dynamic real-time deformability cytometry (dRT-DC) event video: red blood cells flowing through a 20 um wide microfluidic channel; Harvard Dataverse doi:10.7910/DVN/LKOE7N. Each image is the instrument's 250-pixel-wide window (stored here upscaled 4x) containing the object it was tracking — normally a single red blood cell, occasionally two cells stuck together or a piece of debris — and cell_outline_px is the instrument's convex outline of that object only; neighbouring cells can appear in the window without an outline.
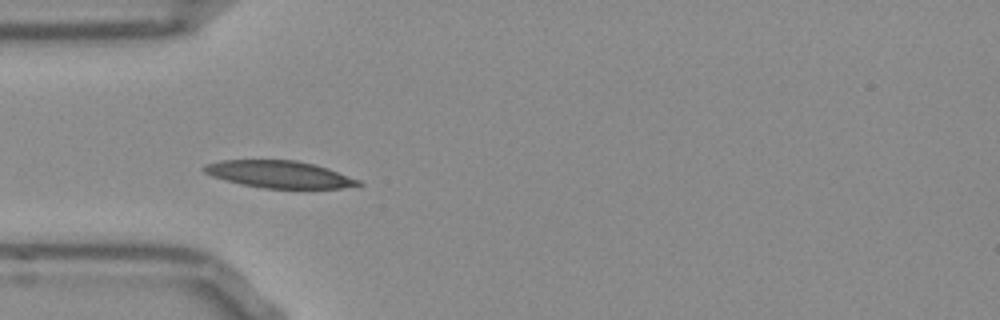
{"species": "Egyptian fruit bat (a non-hibernating species)", "species_latin": "Rousettus aegyptiacus", "temperature_condition": "room temperature", "stored_images_in_passage": 38, "camera_frame_rate_fps": 3000, "um_per_image_px": 0.085, "frame": {"image": 1, "passage_image": 1, "time_ms": 0.0, "image_size_px": [1000, 320], "cell_outline_px": [[364, 184], [360, 188], [264, 188], [240, 184], [224, 180], [212, 176], [204, 172], [200, 168], [204, 164], [220, 160], [296, 160], [328, 168], [360, 180]], "centroid_in_image_um": [23.76, 14.82], "position_along_channel_um": 61.2, "area_um2": 24.68}}
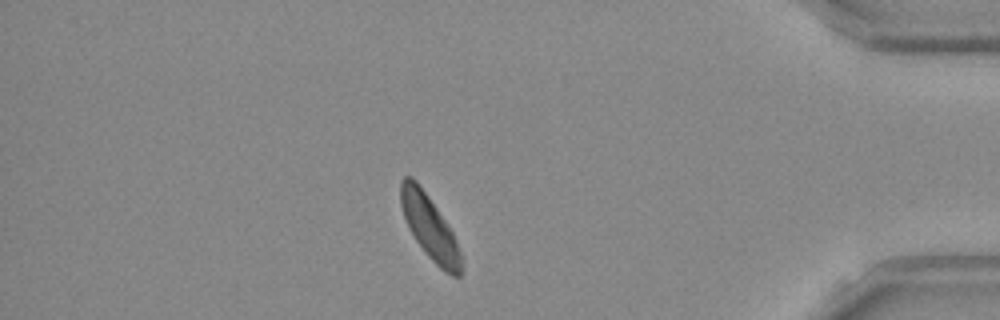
{"frame": {"image": 2, "passage_image": 31, "time_ms": 10.0, "image_size_px": [1000, 320], "cell_outline_px": [[464, 256], [460, 276], [452, 276], [444, 272], [428, 256], [416, 240], [404, 216], [400, 204], [400, 180], [404, 176], [412, 176], [416, 180], [428, 196], [452, 232]], "centroid_in_image_um": [36.55, 19.34], "position_along_channel_um": 398.7, "area_um2": 22.31}}
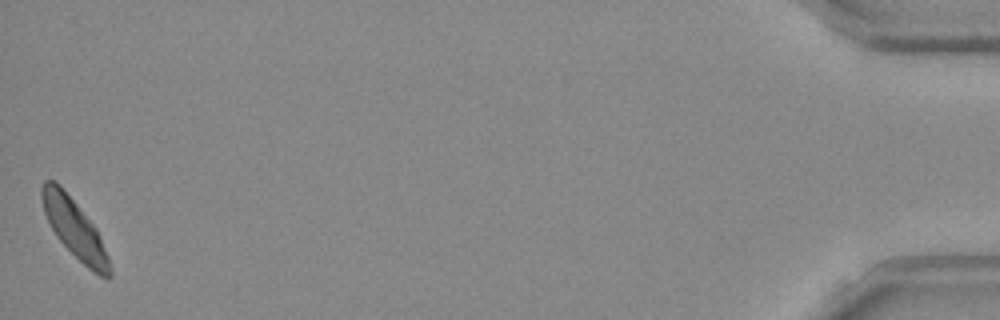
{"frame": {"image": 3, "passage_image": 38, "time_ms": 12.333, "image_size_px": [1000, 320], "cell_outline_px": [[112, 276], [108, 280], [92, 272], [56, 236], [44, 212], [40, 196], [40, 188], [44, 180], [52, 180], [60, 184], [96, 228], [108, 256], [112, 268]], "centroid_in_image_um": [6.34, 19.44], "position_along_channel_um": 428.9, "area_um2": 22.95}, "authors_computed_cell_mechanics": {"area_um2": 23.3223, "velocity_mm_per_s": 3.7956, "shape_relaxation_time_tau1_ms": 3.4719, "shape_relaxation_time_tau2_ms": 3.175, "deformation_change_tau1": 0.1107, "deformation_change_tau2": 0.0674}}